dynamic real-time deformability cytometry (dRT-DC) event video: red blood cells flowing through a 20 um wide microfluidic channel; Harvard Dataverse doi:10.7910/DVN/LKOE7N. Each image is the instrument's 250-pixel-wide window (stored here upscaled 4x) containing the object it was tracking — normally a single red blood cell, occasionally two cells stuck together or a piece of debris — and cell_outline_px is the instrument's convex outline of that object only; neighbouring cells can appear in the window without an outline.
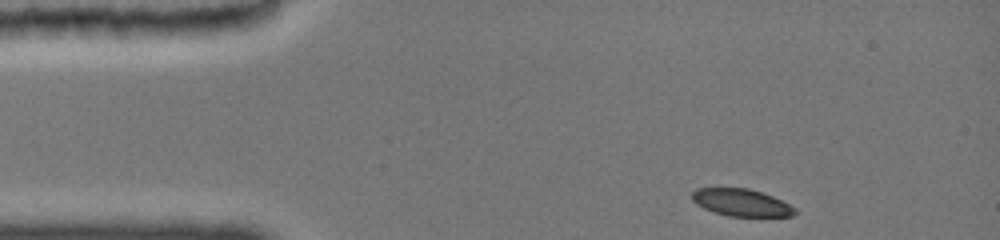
{"species": "common noctule bat (a hibernating species)", "species_latin": "Nyctalus noctula", "temperature_condition": "cold", "stored_images_in_passage": 39, "camera_frame_rate_fps": 3000, "um_per_image_px": 0.085, "animal": {"sex": "female", "body_mass_g": 19.0, "forearm_length_mm": 51.5}, "frame": {"image": 1, "passage_image": 1, "time_ms": 0.0, "image_size_px": [1000, 240], "cell_outline_px": [[796, 212], [792, 216], [728, 216], [704, 208], [696, 204], [692, 200], [692, 192], [696, 188], [748, 188], [764, 192], [796, 208]], "centroid_in_image_um": [63.0, 17.21], "position_along_channel_um": 22.0, "area_um2": 16.24}}
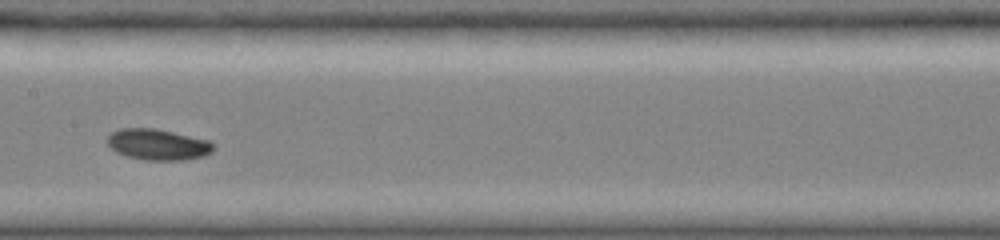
{"frame": {"image": 2, "passage_image": 18, "time_ms": 6.0, "image_size_px": [1000, 240], "cell_outline_px": [[216, 144], [212, 152], [204, 156], [184, 160], [144, 160], [124, 156], [116, 152], [108, 144], [108, 136], [112, 132], [124, 128], [152, 128], [172, 132], [208, 140]], "centroid_in_image_um": [13.44, 12.3], "position_along_channel_um": 194.0, "area_um2": 19.13}}
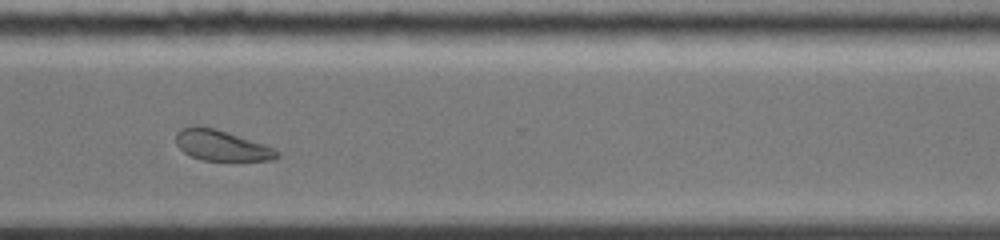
{"frame": {"image": 3, "passage_image": 38, "time_ms": 10.0, "image_size_px": [1000, 240], "cell_outline_px": [[280, 156], [276, 160], [200, 160], [184, 152], [176, 144], [176, 132], [184, 128], [200, 124], [272, 148]], "centroid_in_image_um": [18.75, 12.37], "position_along_channel_um": 351.8, "area_um2": 17.4}}